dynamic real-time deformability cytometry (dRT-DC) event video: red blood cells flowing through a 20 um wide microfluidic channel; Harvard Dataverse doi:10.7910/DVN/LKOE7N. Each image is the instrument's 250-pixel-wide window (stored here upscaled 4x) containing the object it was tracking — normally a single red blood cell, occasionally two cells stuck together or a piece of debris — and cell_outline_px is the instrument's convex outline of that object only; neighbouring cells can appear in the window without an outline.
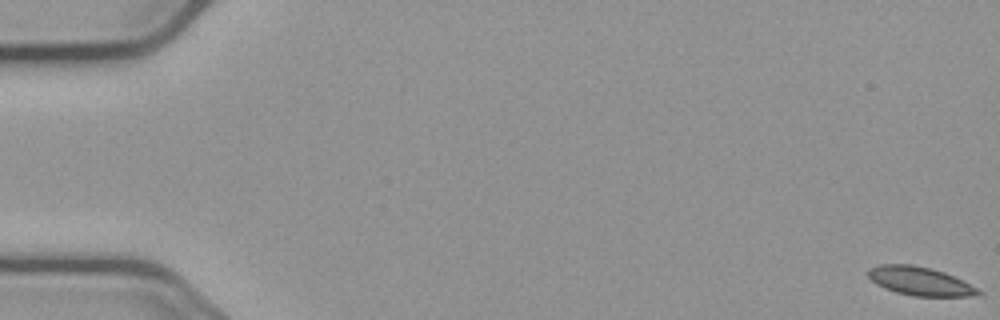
{"species": "common noctule bat (a hibernating species)", "species_latin": "Nyctalus noctula", "temperature_condition": "cold", "stored_images_in_passage": 12, "camera_frame_rate_fps": 3000, "um_per_image_px": 0.085, "animal": {"sex": "male", "body_mass_g": 23.1, "forearm_length_mm": 52.7}, "frame": {"image": 1, "passage_image": 1, "time_ms": 0.0, "image_size_px": [1000, 320], "cell_outline_px": [[984, 292], [980, 296], [912, 296], [896, 292], [884, 288], [876, 284], [868, 276], [868, 268], [880, 264], [912, 264], [932, 268], [944, 272]], "centroid_in_image_um": [78.17, 23.9], "position_along_channel_um": 6.8, "area_um2": 18.32}}